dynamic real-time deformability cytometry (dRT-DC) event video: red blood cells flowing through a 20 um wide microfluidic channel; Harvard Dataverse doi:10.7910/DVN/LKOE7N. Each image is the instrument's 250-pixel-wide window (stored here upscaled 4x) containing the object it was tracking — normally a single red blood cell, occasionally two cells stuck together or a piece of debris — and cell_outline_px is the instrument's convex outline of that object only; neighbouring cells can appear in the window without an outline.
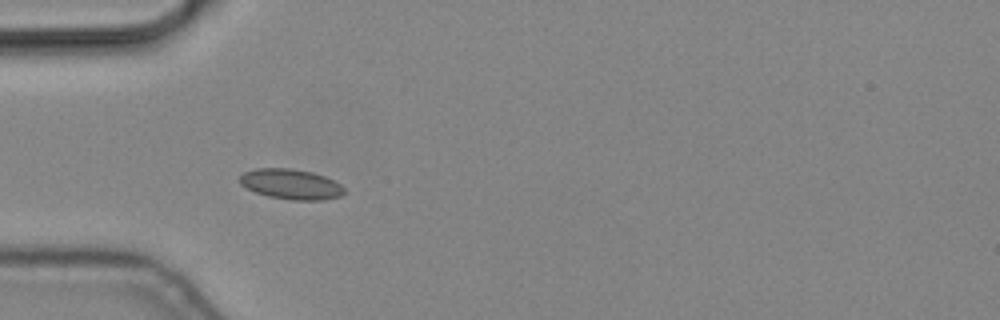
{"species": "common noctule bat (a hibernating species)", "species_latin": "Nyctalus noctula", "temperature_condition": "cold", "stored_images_in_passage": 10, "camera_frame_rate_fps": 3000, "um_per_image_px": 0.085, "animal": {"sex": "male", "body_mass_g": 19.2, "forearm_length_mm": 51.8}, "frame": {"image": 1, "passage_image": 7, "time_ms": 2.0, "image_size_px": [1000, 320], "cell_outline_px": [[344, 192], [340, 196], [324, 200], [292, 200], [268, 196], [256, 192], [240, 184], [240, 176], [244, 172], [256, 168], [288, 168], [312, 172], [324, 176], [340, 184], [344, 188]], "centroid_in_image_um": [24.73, 15.65], "position_along_channel_um": 60.3, "area_um2": 18.26}}
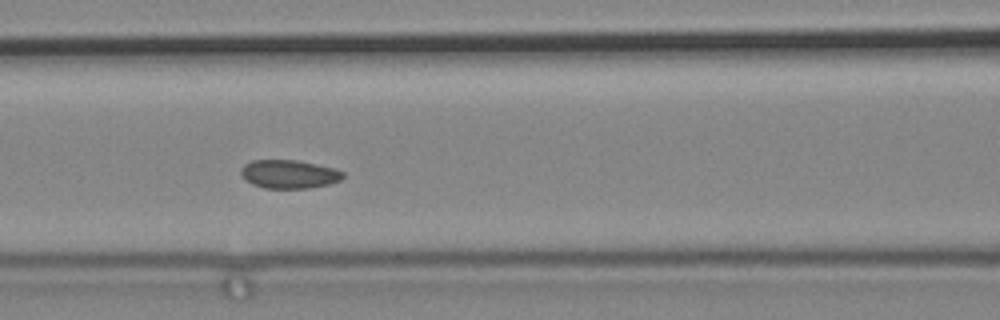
{"frame": {"image": 2, "passage_image": 9, "time_ms": 2.667, "image_size_px": [1000, 320], "cell_outline_px": [[344, 176], [340, 180], [328, 184], [308, 188], [264, 188], [252, 184], [240, 172], [240, 168], [244, 164], [252, 160], [296, 160], [336, 168], [344, 172]], "centroid_in_image_um": [24.58, 14.79], "position_along_channel_um": 142.0, "area_um2": 16.88}}
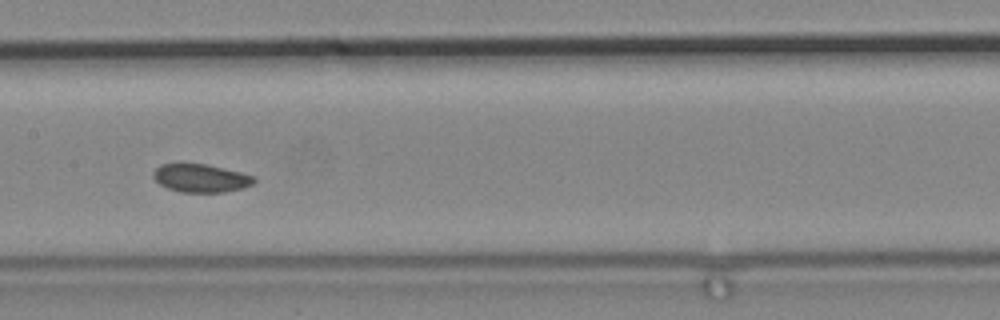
{"frame": {"image": 3, "passage_image": 10, "time_ms": 3.0, "image_size_px": [1000, 320], "cell_outline_px": [[256, 180], [252, 184], [244, 188], [224, 192], [180, 192], [168, 188], [160, 184], [152, 176], [152, 172], [160, 164], [180, 160], [204, 164], [240, 172], [252, 176]], "centroid_in_image_um": [16.98, 15.1], "position_along_channel_um": 190.4, "area_um2": 16.99}}